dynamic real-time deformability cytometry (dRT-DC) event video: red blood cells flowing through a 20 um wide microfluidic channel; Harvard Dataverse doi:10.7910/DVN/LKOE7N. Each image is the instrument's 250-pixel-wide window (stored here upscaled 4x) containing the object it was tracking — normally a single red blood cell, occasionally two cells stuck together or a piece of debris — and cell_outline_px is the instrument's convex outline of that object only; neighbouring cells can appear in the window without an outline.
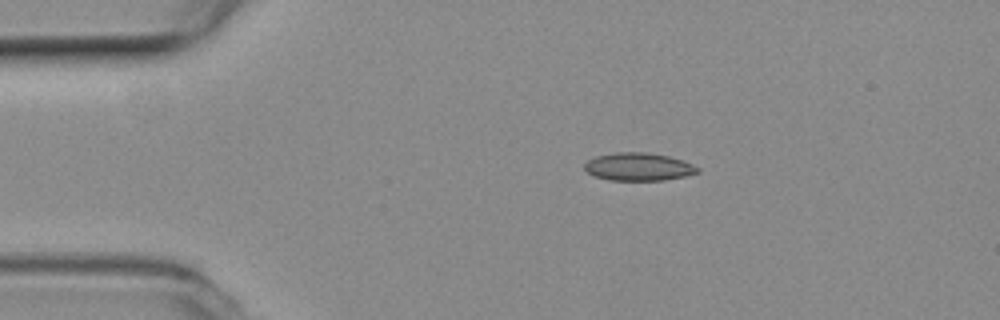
{"species": "common noctule bat (a hibernating species)", "species_latin": "Nyctalus noctula", "temperature_condition": "room temperature", "stored_images_in_passage": 44, "camera_frame_rate_fps": 3000, "um_per_image_px": 0.085, "animal": {"sex": "female", "body_mass_g": 19.3, "forearm_length_mm": 54.1}, "frame": {"image": 1, "passage_image": 1, "time_ms": 0.0, "image_size_px": [1000, 320], "cell_outline_px": [[700, 172], [684, 176], [664, 180], [608, 180], [592, 176], [584, 168], [584, 164], [588, 160], [596, 156], [612, 152], [648, 152], [668, 156], [692, 164], [700, 168]], "centroid_in_image_um": [54.24, 14.17], "position_along_channel_um": 30.8, "area_um2": 18.44}}
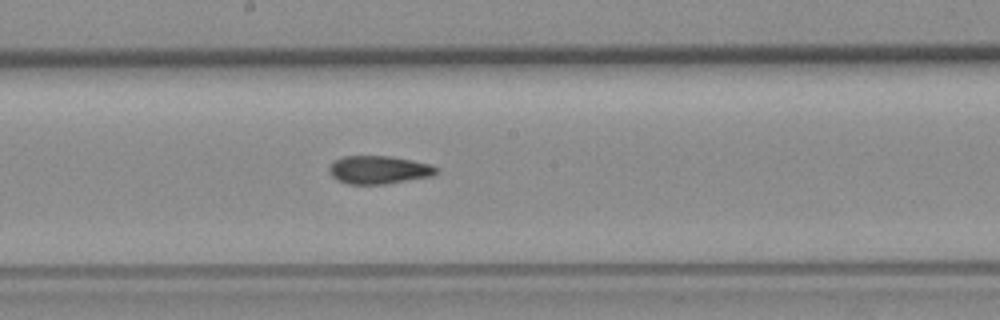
{"frame": {"image": 2, "passage_image": 19, "time_ms": 6.0, "image_size_px": [1000, 320], "cell_outline_px": [[440, 168], [436, 176], [384, 184], [348, 184], [336, 180], [328, 172], [328, 168], [336, 160], [344, 156], [388, 156], [412, 160], [432, 164]], "centroid_in_image_um": [32.26, 14.44], "position_along_channel_um": 215.9, "area_um2": 17.8}}
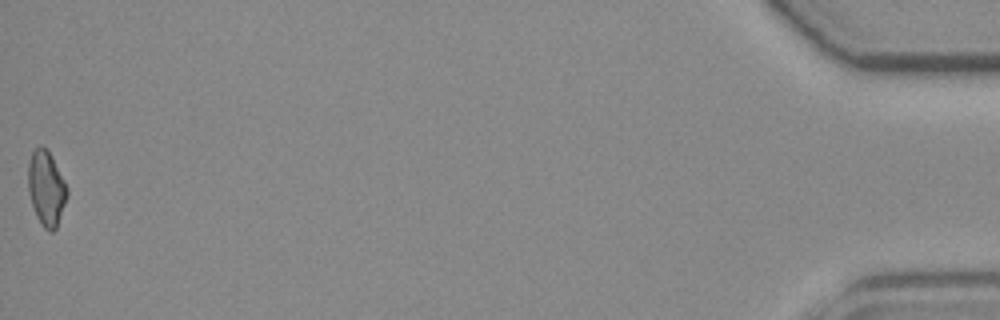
{"frame": {"image": 3, "passage_image": 44, "time_ms": 14.333, "image_size_px": [1000, 320], "cell_outline_px": [[68, 196], [56, 228], [52, 232], [48, 232], [40, 224], [36, 216], [28, 192], [28, 164], [32, 152], [36, 148], [44, 148], [48, 152], [68, 188]], "centroid_in_image_um": [3.93, 16.08], "position_along_channel_um": 431.3, "area_um2": 16.7}, "authors_computed_cell_mechanics": {"area_um2": 17.5712, "velocity_mm_per_s": 3.871, "shape_relaxation_time_tau1_ms": null, "shape_relaxation_time_tau2_ms": 2.7025, "deformation_change_tau1": null, "deformation_change_tau2": 0.095}}